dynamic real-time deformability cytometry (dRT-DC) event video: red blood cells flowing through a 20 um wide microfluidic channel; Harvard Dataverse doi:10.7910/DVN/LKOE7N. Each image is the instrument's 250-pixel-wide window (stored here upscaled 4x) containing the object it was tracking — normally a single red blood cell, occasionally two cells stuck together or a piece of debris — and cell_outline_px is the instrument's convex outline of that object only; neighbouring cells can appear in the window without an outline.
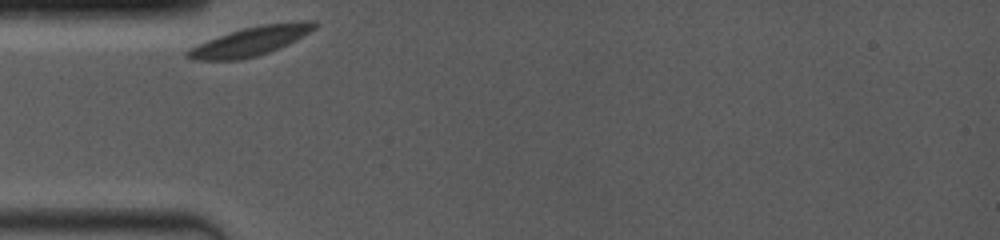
{"species": "common noctule bat (a hibernating species)", "species_latin": "Nyctalus noctula", "temperature_condition": "room temperature", "stored_images_in_passage": 43, "camera_frame_rate_fps": 4000, "um_per_image_px": 0.085, "animal": {"sex": "female", "body_mass_g": 19.0, "forearm_length_mm": 53.3}, "frame": {"image": 1, "passage_image": 1, "time_ms": 0.0, "image_size_px": [1000, 240], "cell_outline_px": [[320, 24], [316, 28], [288, 44], [280, 48], [256, 56], [240, 60], [192, 60], [184, 56], [184, 52], [208, 40], [244, 28], [264, 24], [300, 20], [316, 20]], "centroid_in_image_um": [21.36, 3.49], "position_along_channel_um": 63.6, "area_um2": 21.33}}
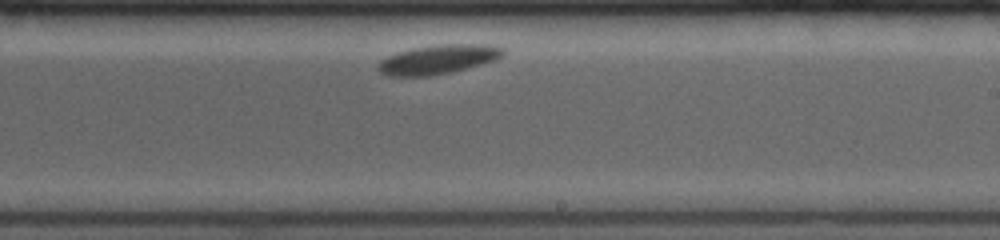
{"frame": {"image": 2, "passage_image": 25, "time_ms": 5.5, "image_size_px": [1000, 240], "cell_outline_px": [[504, 56], [496, 60], [452, 72], [432, 76], [384, 76], [376, 68], [376, 64], [380, 60], [388, 56], [412, 48], [440, 44], [488, 44], [504, 48]], "centroid_in_image_um": [37.23, 5.06], "position_along_channel_um": 251.8, "area_um2": 21.5}}
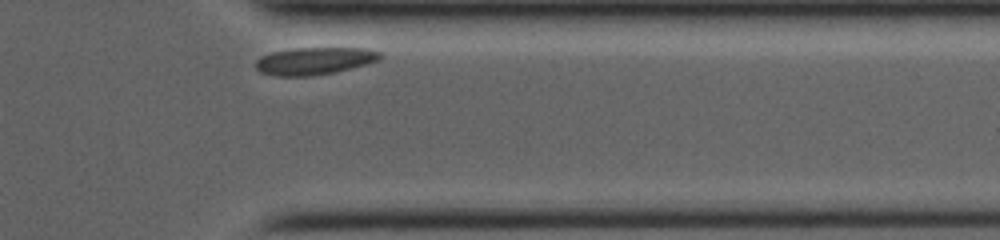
{"frame": {"image": 3, "passage_image": 42, "time_ms": 9.25, "image_size_px": [1000, 240], "cell_outline_px": [[384, 56], [380, 60], [368, 64], [336, 72], [312, 76], [276, 76], [260, 72], [256, 68], [256, 60], [260, 56], [272, 52], [292, 48], [368, 48], [380, 52]], "centroid_in_image_um": [26.76, 5.18], "position_along_channel_um": 384.6, "area_um2": 20.11}}